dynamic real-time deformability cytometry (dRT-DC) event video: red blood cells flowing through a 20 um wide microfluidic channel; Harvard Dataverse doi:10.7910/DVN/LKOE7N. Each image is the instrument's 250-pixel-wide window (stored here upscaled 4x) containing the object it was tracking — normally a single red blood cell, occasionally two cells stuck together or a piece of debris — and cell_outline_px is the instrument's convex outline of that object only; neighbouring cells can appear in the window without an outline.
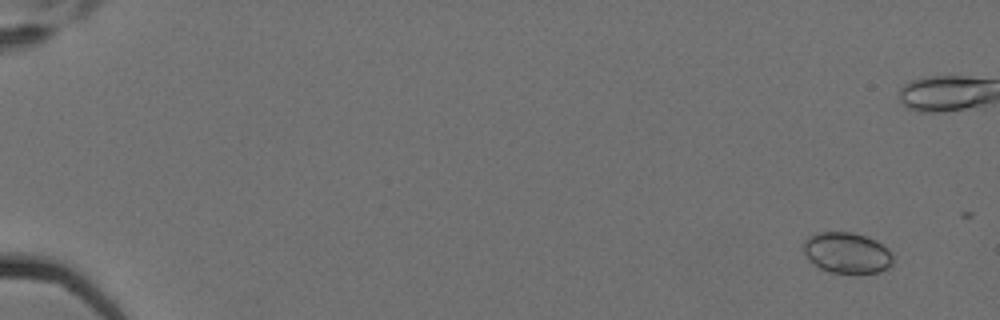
{"species": "Egyptian fruit bat (a non-hibernating species)", "species_latin": "Rousettus aegyptiacus", "temperature_condition": "cold", "stored_images_in_passage": 4, "camera_frame_rate_fps": 3000, "um_per_image_px": 0.085, "animal": {"sex": "female"}, "frame": {"image": 1, "passage_image": 1, "time_ms": 0.0, "image_size_px": [1000, 320], "cell_outline_px": [[892, 264], [888, 268], [880, 272], [828, 272], [820, 268], [808, 260], [804, 252], [804, 240], [808, 236], [820, 232], [852, 232], [876, 240], [888, 248], [892, 256]], "centroid_in_image_um": [71.98, 21.48], "position_along_channel_um": 13.0, "area_um2": 21.21}}